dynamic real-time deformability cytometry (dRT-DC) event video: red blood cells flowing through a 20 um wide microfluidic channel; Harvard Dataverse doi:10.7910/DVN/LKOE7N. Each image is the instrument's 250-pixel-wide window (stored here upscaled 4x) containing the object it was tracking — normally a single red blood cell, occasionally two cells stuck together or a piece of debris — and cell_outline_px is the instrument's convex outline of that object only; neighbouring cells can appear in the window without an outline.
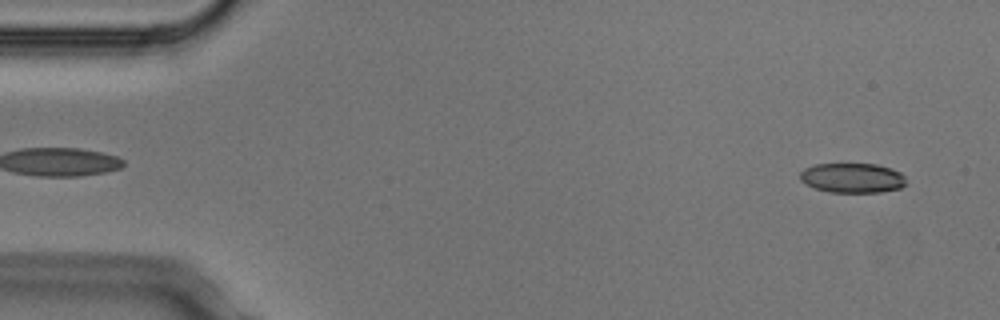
{"species": "Egyptian fruit bat (a non-hibernating species)", "species_latin": "Rousettus aegyptiacus", "temperature_condition": "cold", "stored_images_in_passage": 5, "segment_of_instrument_passage": [2, 2], "camera_frame_rate_fps": 3000, "um_per_image_px": 0.085, "animal": {"sex": "male"}, "frame": {"image": 1, "passage_image": 5, "time_ms": 1.333, "image_size_px": [1000, 320], "cell_outline_px": [[904, 184], [900, 188], [880, 192], [828, 192], [816, 188], [800, 180], [800, 172], [804, 168], [816, 164], [876, 164], [892, 168], [900, 172], [904, 176]], "centroid_in_image_um": [72.44, 15.11], "position_along_channel_um": 12.6, "area_um2": 18.26}}